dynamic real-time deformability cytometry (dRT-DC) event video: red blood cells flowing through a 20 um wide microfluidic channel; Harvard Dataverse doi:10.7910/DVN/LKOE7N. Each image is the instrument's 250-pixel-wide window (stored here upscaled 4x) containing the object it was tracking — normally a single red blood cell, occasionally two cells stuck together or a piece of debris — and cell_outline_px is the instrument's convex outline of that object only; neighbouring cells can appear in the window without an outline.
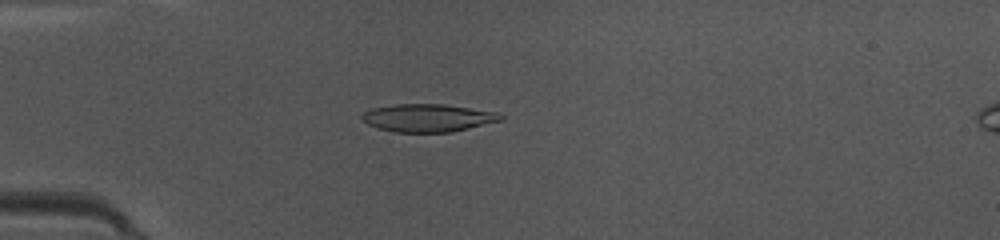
{"species": "common noctule bat (a hibernating species)", "species_latin": "Nyctalus noctula", "temperature_condition": "warm", "stored_images_in_passage": 45, "camera_frame_rate_fps": 3000, "um_per_image_px": 0.085, "animal": {"sex": "female", "body_mass_g": 10.0, "forearm_length_mm": 53.1}, "frame": {"image": 1, "passage_image": 14, "time_ms": 4.333, "image_size_px": [1000, 240], "cell_outline_px": [[504, 120], [452, 132], [396, 132], [376, 128], [368, 124], [360, 116], [364, 112], [372, 108], [396, 104], [444, 104], [500, 112], [504, 116]], "centroid_in_image_um": [36.42, 10.02], "position_along_channel_um": 48.6, "area_um2": 22.66}}
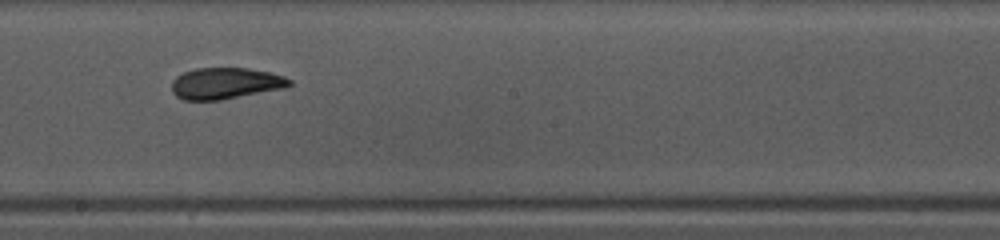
{"frame": {"image": 2, "passage_image": 28, "time_ms": 9.0, "image_size_px": [1000, 240], "cell_outline_px": [[292, 84], [288, 88], [220, 100], [184, 100], [176, 96], [172, 92], [172, 80], [176, 76], [184, 72], [196, 68], [248, 68], [272, 72], [284, 76], [292, 80]], "centroid_in_image_um": [19.21, 7.08], "position_along_channel_um": 229.0, "area_um2": 21.85}}
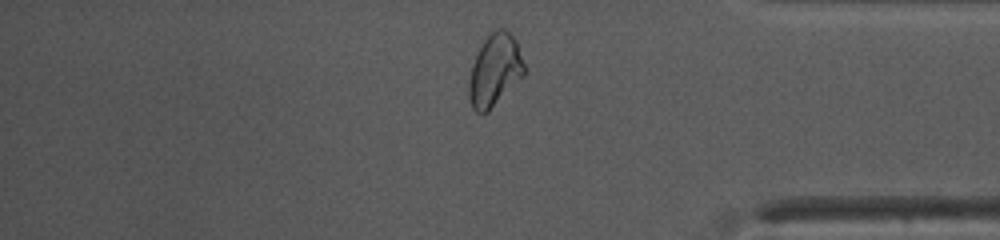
{"frame": {"image": 3, "passage_image": 41, "time_ms": 13.333, "image_size_px": [1000, 240], "cell_outline_px": [[524, 76], [488, 112], [476, 112], [472, 108], [468, 96], [468, 84], [472, 64], [488, 32], [496, 28], [504, 28], [516, 40], [524, 64]], "centroid_in_image_um": [42.05, 5.97], "position_along_channel_um": 393.2, "area_um2": 23.29}, "authors_computed_cell_mechanics": {"area_um2": 21.8484, "velocity_mm_per_s": 4.1588, "shape_relaxation_time_tau1_ms": 7.4053, "shape_relaxation_time_tau2_ms": 1.1198, "deformation_change_tau1": 0.2317, "deformation_change_tau2": 0.0607}}